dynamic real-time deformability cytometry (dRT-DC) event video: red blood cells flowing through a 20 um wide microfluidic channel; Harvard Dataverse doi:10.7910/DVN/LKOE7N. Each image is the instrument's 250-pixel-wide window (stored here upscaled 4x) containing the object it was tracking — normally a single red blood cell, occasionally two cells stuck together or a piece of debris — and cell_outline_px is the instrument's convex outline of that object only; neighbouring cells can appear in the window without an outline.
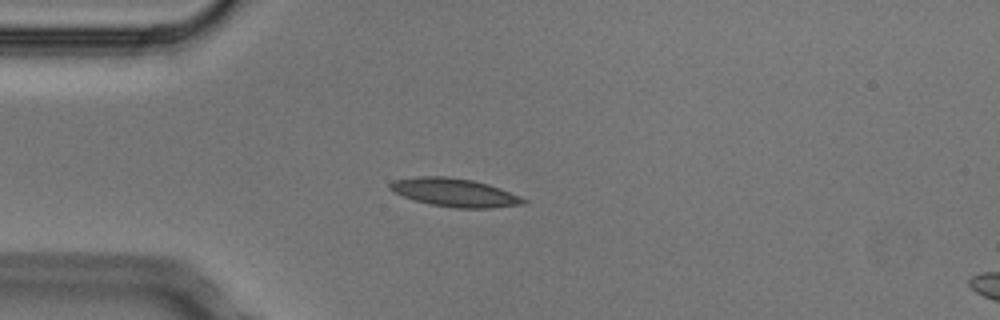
{"species": "Egyptian fruit bat (a non-hibernating species)", "species_latin": "Rousettus aegyptiacus", "temperature_condition": "cold", "stored_images_in_passage": 4, "camera_frame_rate_fps": 3000, "um_per_image_px": 0.085, "animal": {"sex": "male"}, "frame": {"image": 1, "passage_image": 3, "time_ms": 0.667, "image_size_px": [1000, 320], "cell_outline_px": [[528, 204], [492, 208], [456, 208], [432, 204], [416, 200], [392, 192], [388, 188], [388, 184], [392, 180], [416, 176], [444, 176], [472, 180], [488, 184], [500, 188], [520, 196], [528, 200]], "centroid_in_image_um": [38.65, 16.36], "position_along_channel_um": 46.3, "area_um2": 22.14}}